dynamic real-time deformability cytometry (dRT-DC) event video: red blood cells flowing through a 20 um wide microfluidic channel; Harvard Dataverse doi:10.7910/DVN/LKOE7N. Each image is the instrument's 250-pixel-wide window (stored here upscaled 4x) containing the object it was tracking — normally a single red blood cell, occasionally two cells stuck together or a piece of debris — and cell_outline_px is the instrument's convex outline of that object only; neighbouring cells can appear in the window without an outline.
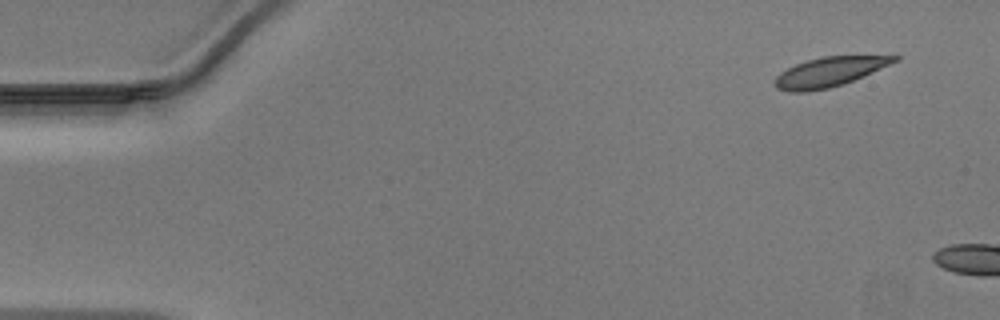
{"species": "Egyptian fruit bat (a non-hibernating species)", "species_latin": "Rousettus aegyptiacus", "temperature_condition": "warm", "stored_images_in_passage": 4, "camera_frame_rate_fps": 3000, "um_per_image_px": 0.085, "animal": {"sex": "male"}, "frame": {"image": 1, "passage_image": 1, "time_ms": 0.0, "image_size_px": [1000, 320], "cell_outline_px": [[900, 60], [852, 80], [828, 88], [804, 92], [788, 92], [776, 88], [772, 84], [772, 80], [780, 72], [796, 64], [820, 56], [900, 56]], "centroid_in_image_um": [70.41, 6.12], "position_along_channel_um": 14.6, "area_um2": 20.35}}